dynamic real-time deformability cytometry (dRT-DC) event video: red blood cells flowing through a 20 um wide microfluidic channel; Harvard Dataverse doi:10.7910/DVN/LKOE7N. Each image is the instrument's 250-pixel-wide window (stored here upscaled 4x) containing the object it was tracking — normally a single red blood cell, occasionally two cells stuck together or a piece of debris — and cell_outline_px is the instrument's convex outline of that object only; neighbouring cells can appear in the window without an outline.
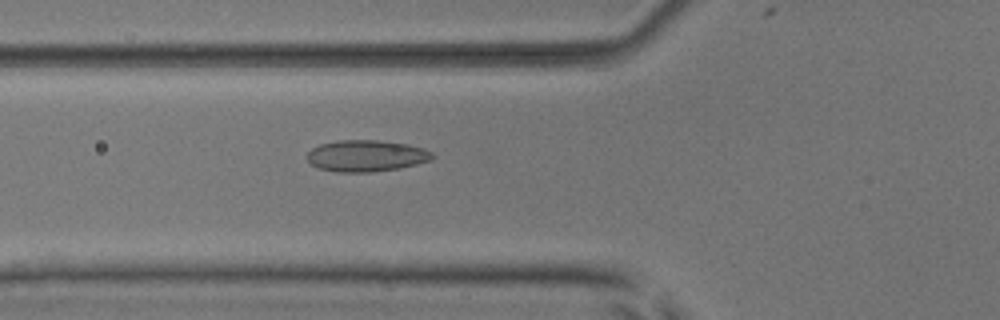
{"species": "common noctule bat (a hibernating species)", "species_latin": "Nyctalus noctula", "temperature_condition": "room temperature", "stored_images_in_passage": 46, "camera_frame_rate_fps": 3000, "um_per_image_px": 0.085, "animal": {"sex": "male", "body_mass_g": 17.9, "forearm_length_mm": 54.2}, "frame": {"image": 1, "passage_image": 15, "time_ms": 4.667, "image_size_px": [1000, 320], "cell_outline_px": [[436, 156], [432, 160], [400, 168], [372, 172], [336, 172], [320, 168], [312, 164], [304, 156], [312, 148], [320, 144], [336, 140], [380, 140], [408, 144], [424, 148], [432, 152]], "centroid_in_image_um": [31.15, 13.24], "position_along_channel_um": 94.7, "area_um2": 23.24}}
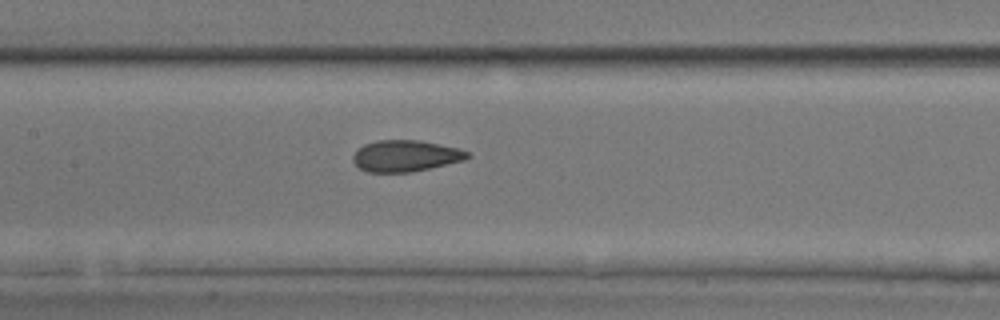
{"frame": {"image": 2, "passage_image": 21, "time_ms": 6.667, "image_size_px": [1000, 320], "cell_outline_px": [[472, 156], [464, 160], [412, 172], [368, 172], [360, 168], [352, 160], [352, 156], [364, 144], [376, 140], [420, 140], [460, 148], [468, 152]], "centroid_in_image_um": [34.49, 13.24], "position_along_channel_um": 172.9, "area_um2": 20.92}}
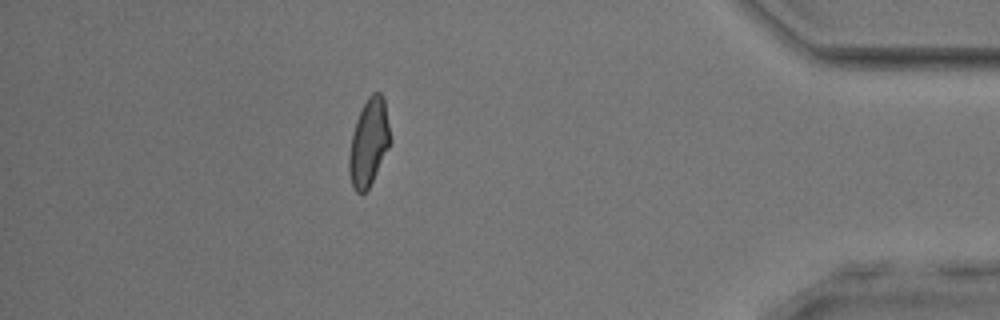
{"frame": {"image": 3, "passage_image": 42, "time_ms": 13.667, "image_size_px": [1000, 320], "cell_outline_px": [[392, 140], [368, 188], [364, 192], [356, 192], [352, 184], [348, 172], [348, 156], [352, 132], [356, 120], [368, 96], [372, 92], [380, 92], [384, 96]], "centroid_in_image_um": [31.35, 12.06], "position_along_channel_um": 403.9, "area_um2": 20.87}, "authors_computed_cell_mechanics": {"area_um2": 21.1837, "velocity_mm_per_s": 3.9008, "shape_relaxation_time_tau1_ms": 7.5809, "shape_relaxation_time_tau2_ms": 1.3745, "deformation_change_tau1": 0.1554, "deformation_change_tau2": 0.0723}}